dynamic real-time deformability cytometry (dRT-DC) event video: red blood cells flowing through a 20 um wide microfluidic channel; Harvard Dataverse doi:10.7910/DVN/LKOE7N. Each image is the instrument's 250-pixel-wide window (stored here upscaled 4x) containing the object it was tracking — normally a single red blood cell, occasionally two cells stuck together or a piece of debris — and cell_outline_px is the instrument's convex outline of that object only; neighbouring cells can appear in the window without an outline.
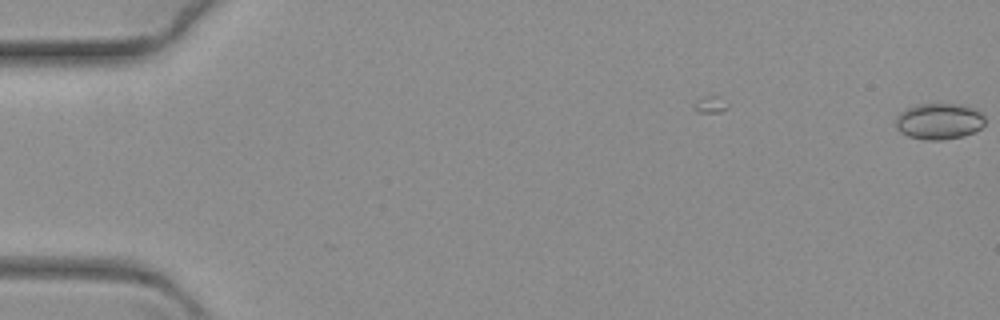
{"species": "common noctule bat (a hibernating species)", "species_latin": "Nyctalus noctula", "temperature_condition": "warm", "stored_images_in_passage": 3, "camera_frame_rate_fps": 3000, "um_per_image_px": 0.085, "animal": {"sex": "female", "body_mass_g": 19.3, "forearm_length_mm": 54.1}, "frame": {"image": 1, "passage_image": 3, "time_ms": 0.667, "image_size_px": [1000, 320], "cell_outline_px": [[984, 124], [976, 132], [964, 136], [944, 140], [924, 140], [908, 136], [900, 132], [896, 128], [896, 116], [900, 112], [916, 104], [960, 104], [972, 108], [980, 112], [984, 116]], "centroid_in_image_um": [79.81, 10.32], "position_along_channel_um": 5.2, "area_um2": 18.96}}